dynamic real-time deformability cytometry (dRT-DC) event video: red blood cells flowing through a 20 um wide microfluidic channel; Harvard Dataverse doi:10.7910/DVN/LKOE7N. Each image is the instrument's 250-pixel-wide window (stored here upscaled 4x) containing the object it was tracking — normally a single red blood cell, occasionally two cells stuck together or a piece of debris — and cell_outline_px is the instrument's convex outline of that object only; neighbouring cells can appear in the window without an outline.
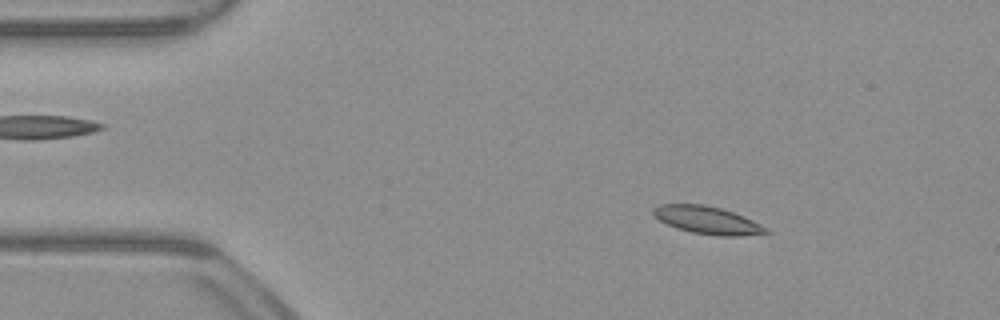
{"species": "common noctule bat (a hibernating species)", "species_latin": "Nyctalus noctula", "temperature_condition": "warm", "stored_images_in_passage": 51, "camera_frame_rate_fps": 3000, "um_per_image_px": 0.085, "animal": {"sex": "male", "body_mass_g": 23.1, "forearm_length_mm": 52.7}, "frame": {"image": 1, "passage_image": 7, "time_ms": 2.0, "image_size_px": [1000, 320], "cell_outline_px": [[772, 232], [740, 236], [720, 236], [692, 232], [676, 228], [660, 220], [652, 212], [652, 208], [660, 204], [704, 204], [720, 208], [744, 216], [768, 228]], "centroid_in_image_um": [60.14, 18.71], "position_along_channel_um": 24.9, "area_um2": 18.03}}
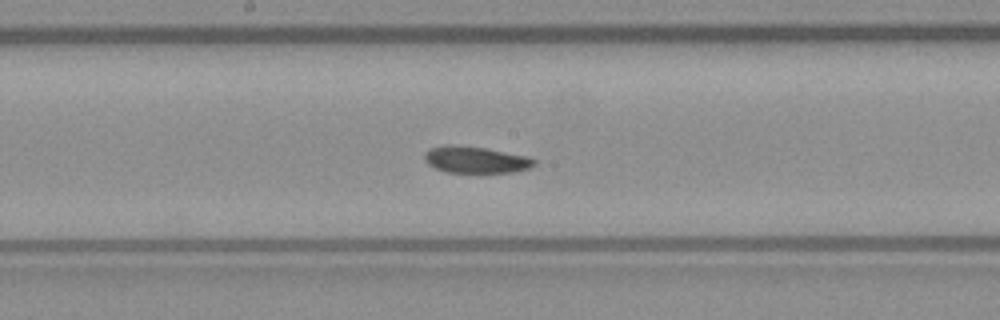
{"frame": {"image": 2, "passage_image": 26, "time_ms": 8.333, "image_size_px": [1000, 320], "cell_outline_px": [[536, 164], [528, 168], [512, 172], [444, 172], [428, 164], [424, 160], [424, 152], [428, 148], [444, 144], [452, 144], [484, 148], [528, 156], [536, 160]], "centroid_in_image_um": [40.38, 13.56], "position_along_channel_um": 207.8, "area_um2": 17.11}}
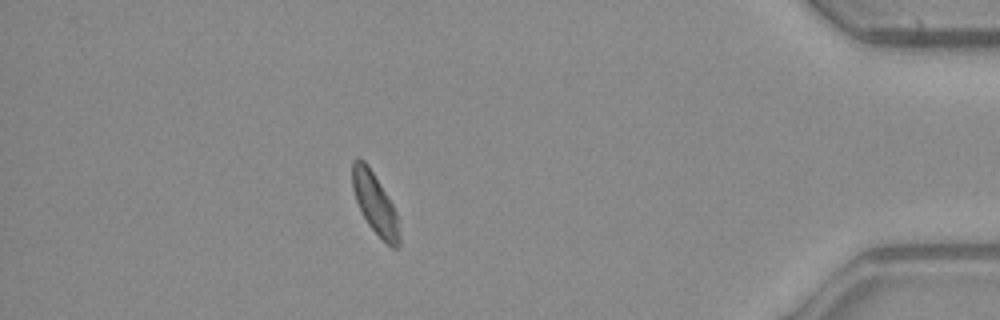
{"frame": {"image": 3, "passage_image": 45, "time_ms": 14.667, "image_size_px": [1000, 320], "cell_outline_px": [[400, 244], [396, 248], [392, 248], [368, 224], [356, 200], [352, 188], [352, 160], [364, 160], [368, 164], [392, 204], [396, 212], [400, 236]], "centroid_in_image_um": [31.87, 17.29], "position_along_channel_um": 403.3, "area_um2": 16.24}, "authors_computed_cell_mechanics": {"area_um2": 17.4556, "velocity_mm_per_s": 3.9169, "shape_relaxation_time_tau1_ms": 3.8632, "shape_relaxation_time_tau2_ms": 2.4157, "deformation_change_tau1": 0.0876, "deformation_change_tau2": 0.0661}}